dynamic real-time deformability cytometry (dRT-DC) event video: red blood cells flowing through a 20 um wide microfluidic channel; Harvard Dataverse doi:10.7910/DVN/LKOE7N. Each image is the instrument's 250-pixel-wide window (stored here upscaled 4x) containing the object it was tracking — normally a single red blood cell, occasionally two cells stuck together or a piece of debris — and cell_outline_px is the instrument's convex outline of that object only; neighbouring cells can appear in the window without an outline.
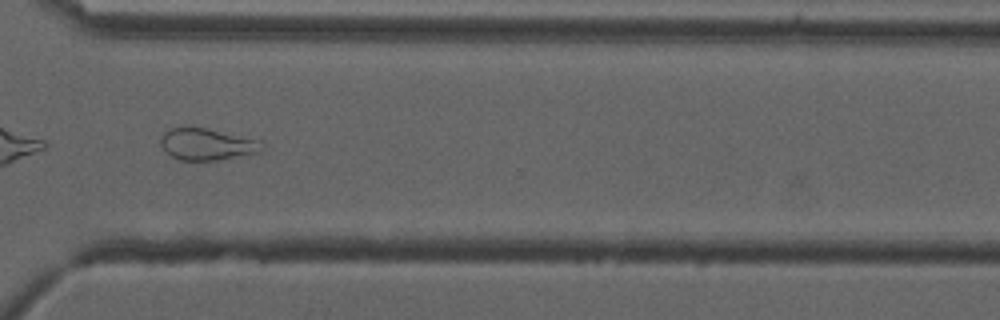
{"species": "common noctule bat (a hibernating species)", "species_latin": "Nyctalus noctula", "temperature_condition": "cold", "stored_images_in_passage": 34, "camera_frame_rate_fps": 3000, "um_per_image_px": 0.085, "animal": {"sex": "male", "forearm_length_mm": 52.5}, "frame": {"image": 1, "passage_image": 25, "time_ms": 8.0, "image_size_px": [1000, 320], "cell_outline_px": [[264, 148], [260, 152], [216, 160], [180, 160], [172, 156], [160, 144], [160, 136], [164, 132], [172, 128], [204, 128], [260, 140], [264, 144]], "centroid_in_image_um": [17.61, 12.27], "position_along_channel_um": 353.0, "area_um2": 18.38}, "authors_computed_cell_mechanics": {"area_um2": 17.8024, "velocity_mm_per_s": 3.7458, "shape_relaxation_time_tau1_ms": null, "shape_relaxation_time_tau2_ms": 2.3466, "deformation_change_tau1": null, "deformation_change_tau2": 0.1031}}